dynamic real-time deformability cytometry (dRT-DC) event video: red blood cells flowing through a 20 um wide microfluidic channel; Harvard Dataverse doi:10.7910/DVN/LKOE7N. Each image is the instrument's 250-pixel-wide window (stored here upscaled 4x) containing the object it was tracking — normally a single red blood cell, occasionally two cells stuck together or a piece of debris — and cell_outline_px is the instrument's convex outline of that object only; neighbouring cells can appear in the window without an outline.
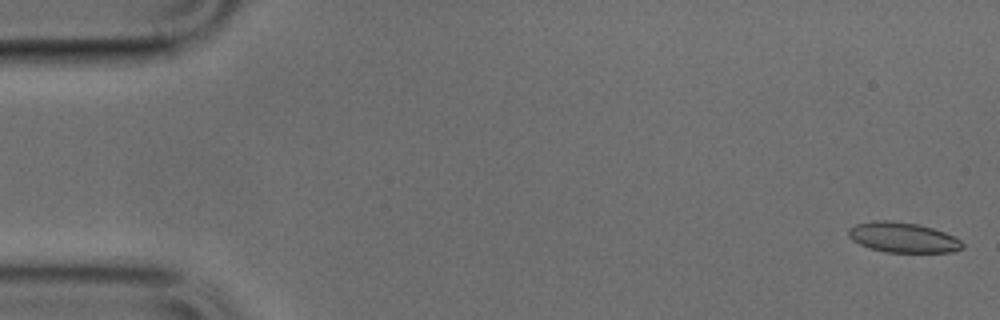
{"species": "common noctule bat (a hibernating species)", "species_latin": "Nyctalus noctula", "temperature_condition": "cold", "stored_images_in_passage": 49, "camera_frame_rate_fps": 3000, "um_per_image_px": 0.085, "animal": {"sex": "male", "body_mass_g": 17.9, "forearm_length_mm": 54.2}, "frame": {"image": 1, "passage_image": 1, "time_ms": 0.0, "image_size_px": [1000, 320], "cell_outline_px": [[964, 248], [952, 252], [884, 252], [868, 248], [852, 240], [848, 236], [848, 228], [856, 224], [872, 220], [892, 220], [920, 224], [944, 232], [960, 240], [964, 244]], "centroid_in_image_um": [76.72, 20.17], "position_along_channel_um": 8.3, "area_um2": 20.23}}
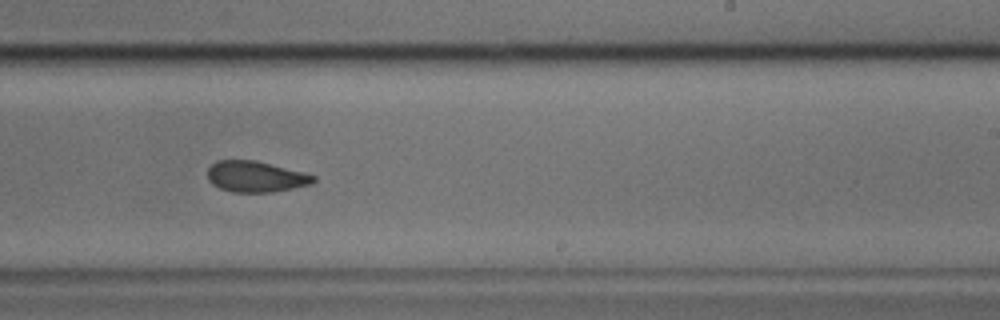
{"frame": {"image": 2, "passage_image": 30, "time_ms": 9.667, "image_size_px": [1000, 320], "cell_outline_px": [[316, 180], [312, 184], [272, 192], [232, 192], [220, 188], [212, 184], [208, 180], [208, 168], [216, 160], [256, 160], [304, 172], [316, 176]], "centroid_in_image_um": [21.74, 15.01], "position_along_channel_um": 267.3, "area_um2": 19.19}}
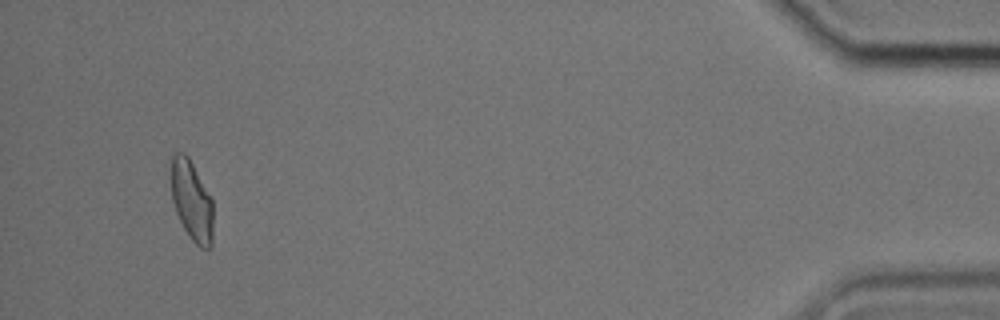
{"frame": {"image": 3, "passage_image": 47, "time_ms": 15.333, "image_size_px": [1000, 320], "cell_outline_px": [[212, 248], [200, 248], [192, 240], [184, 228], [176, 212], [172, 200], [172, 156], [176, 152], [184, 152], [188, 156], [212, 196]], "centroid_in_image_um": [16.32, 17.06], "position_along_channel_um": 418.9, "area_um2": 19.59}}